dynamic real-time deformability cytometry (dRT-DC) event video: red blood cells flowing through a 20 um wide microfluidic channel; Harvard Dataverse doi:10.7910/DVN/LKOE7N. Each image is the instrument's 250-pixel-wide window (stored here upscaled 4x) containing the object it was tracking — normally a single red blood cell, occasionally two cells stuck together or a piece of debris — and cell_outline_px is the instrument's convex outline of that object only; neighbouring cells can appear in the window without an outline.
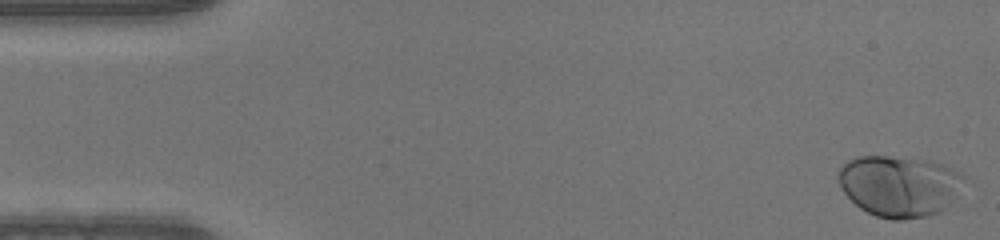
{"species": "human", "species_latin": "Homo sapiens", "temperature_condition": "warm", "stored_images_in_passage": 50, "camera_frame_rate_fps": 3000, "um_per_image_px": 0.085, "donor": {"sex": "male"}, "frame": {"image": 1, "passage_image": 1, "time_ms": 0.0, "image_size_px": [1000, 240], "cell_outline_px": [[968, 176], [944, 208], [940, 212], [924, 216], [904, 220], [892, 220], [876, 216], [860, 208], [844, 192], [836, 180], [836, 172], [848, 160], [856, 156], [888, 156], [932, 160], [960, 172]], "centroid_in_image_um": [76.4, 15.78], "position_along_channel_um": 8.6, "area_um2": 44.8}}
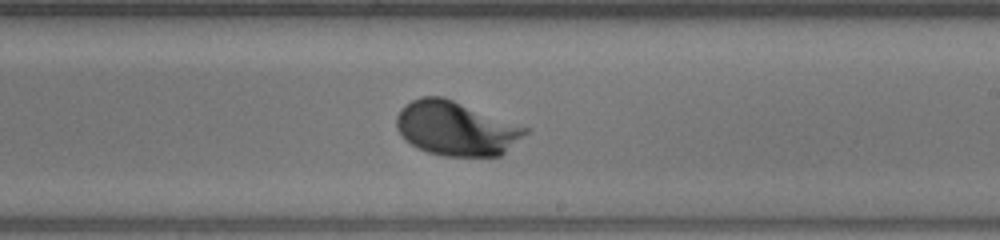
{"frame": {"image": 2, "passage_image": 29, "time_ms": 9.333, "image_size_px": [1000, 240], "cell_outline_px": [[532, 128], [528, 132], [500, 156], [444, 156], [428, 152], [416, 148], [404, 140], [400, 136], [396, 128], [396, 116], [400, 108], [404, 104], [420, 96], [444, 96]], "centroid_in_image_um": [38.75, 10.9], "position_along_channel_um": 250.3, "area_um2": 41.38}}
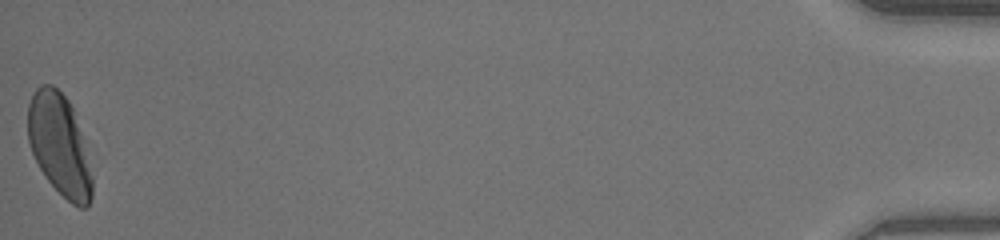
{"frame": {"image": 3, "passage_image": 50, "time_ms": 16.333, "image_size_px": [1000, 240], "cell_outline_px": [[92, 196], [88, 208], [80, 208], [72, 204], [44, 176], [32, 152], [28, 140], [28, 104], [36, 88], [40, 84], [52, 84], [68, 100], [72, 108], [80, 132], [92, 176]], "centroid_in_image_um": [5.03, 12.32], "position_along_channel_um": 430.2, "area_um2": 37.4}}